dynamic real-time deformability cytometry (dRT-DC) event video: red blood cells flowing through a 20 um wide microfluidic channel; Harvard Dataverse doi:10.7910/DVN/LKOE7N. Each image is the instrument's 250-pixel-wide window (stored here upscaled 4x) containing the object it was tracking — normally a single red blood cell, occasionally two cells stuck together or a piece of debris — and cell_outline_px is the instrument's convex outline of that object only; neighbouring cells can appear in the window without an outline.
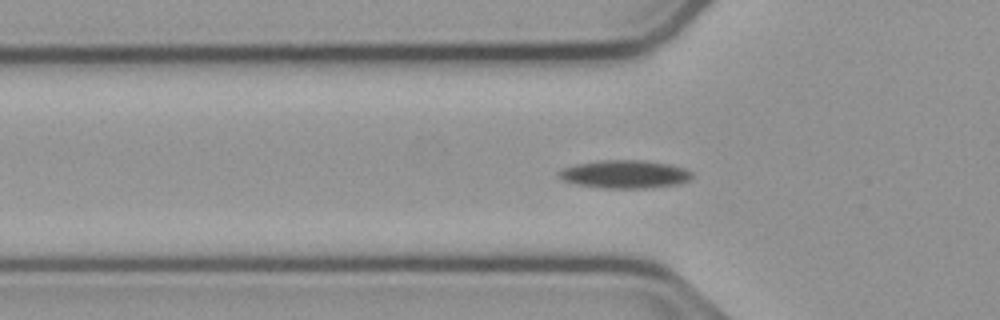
{"species": "common noctule bat (a hibernating species)", "species_latin": "Nyctalus noctula", "temperature_condition": "cold", "stored_images_in_passage": 38, "camera_frame_rate_fps": 3000, "um_per_image_px": 0.085, "animal": {"sex": "male", "body_mass_g": 23.1, "forearm_length_mm": 52.7}, "frame": {"image": 1, "passage_image": 12, "time_ms": 3.667, "image_size_px": [1000, 320], "cell_outline_px": [[692, 176], [688, 180], [680, 184], [652, 188], [604, 188], [576, 184], [564, 180], [556, 176], [556, 172], [560, 168], [576, 164], [596, 160], [644, 160], [668, 164], [684, 168], [692, 172]], "centroid_in_image_um": [53.06, 14.8], "position_along_channel_um": 72.7, "area_um2": 22.08}}
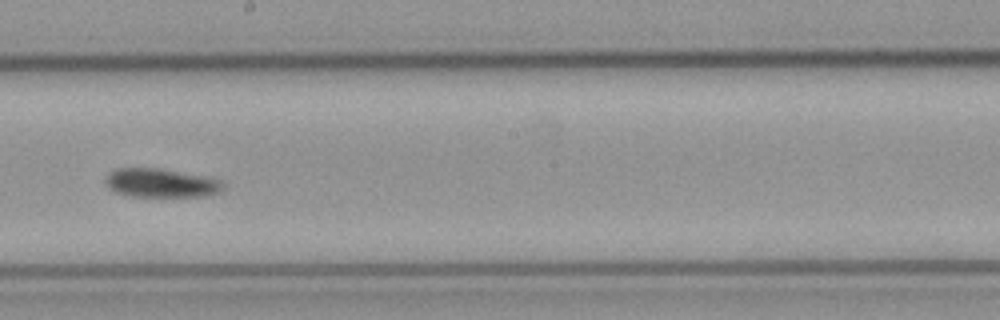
{"frame": {"image": 2, "passage_image": 25, "time_ms": 8.0, "image_size_px": [1000, 320], "cell_outline_px": [[224, 188], [220, 192], [208, 196], [128, 196], [116, 192], [104, 180], [108, 172], [116, 168], [160, 168], [220, 180], [224, 184]], "centroid_in_image_um": [13.67, 15.55], "position_along_channel_um": 234.5, "area_um2": 19.54}}
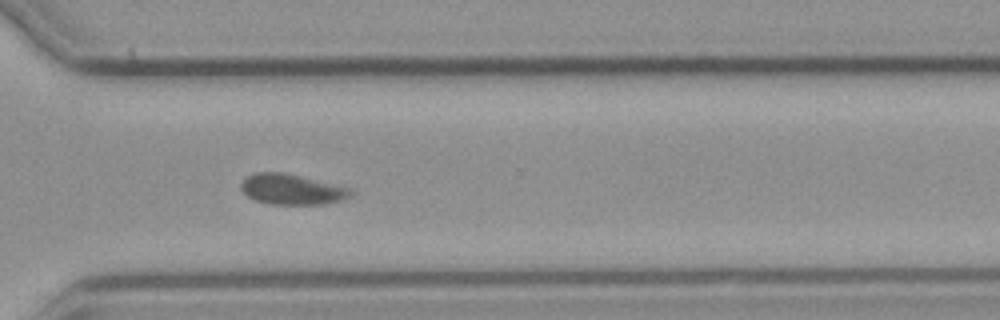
{"frame": {"image": 3, "passage_image": 34, "time_ms": 11.0, "image_size_px": [1000, 320], "cell_outline_px": [[352, 192], [348, 196], [340, 200], [324, 204], [268, 204], [256, 200], [248, 196], [240, 188], [240, 184], [244, 176], [256, 172], [284, 172], [352, 188]], "centroid_in_image_um": [24.75, 16.08], "position_along_channel_um": 345.8, "area_um2": 19.48}, "authors_computed_cell_mechanics": {"area_um2": 20.2589, "velocity_mm_per_s": 3.7159, "shape_relaxation_time_tau1_ms": null, "shape_relaxation_time_tau2_ms": 3.4812, "deformation_change_tau1": null, "deformation_change_tau2": 0.0707}}